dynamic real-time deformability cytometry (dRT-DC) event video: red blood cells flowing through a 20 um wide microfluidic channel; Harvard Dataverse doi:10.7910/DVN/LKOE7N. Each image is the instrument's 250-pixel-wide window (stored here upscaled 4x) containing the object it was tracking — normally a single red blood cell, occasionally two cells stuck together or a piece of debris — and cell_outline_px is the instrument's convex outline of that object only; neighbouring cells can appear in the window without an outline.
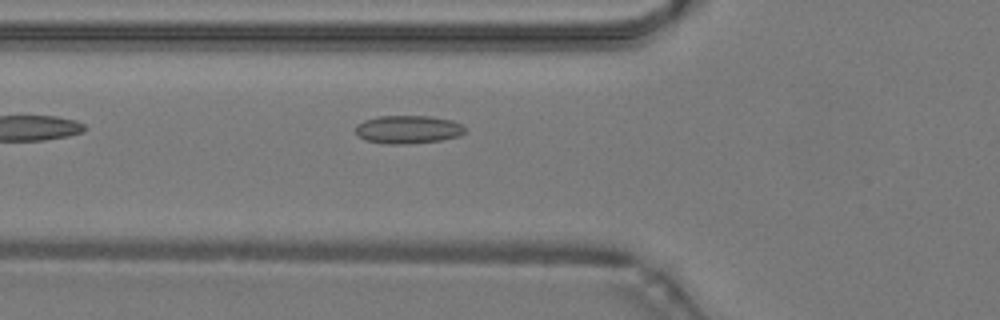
{"species": "common noctule bat (a hibernating species)", "species_latin": "Nyctalus noctula", "temperature_condition": "warm", "stored_images_in_passage": 27, "camera_frame_rate_fps": 3000, "um_per_image_px": 0.085, "animal": {"sex": "male", "body_mass_g": 19.2, "forearm_length_mm": 51.8}, "frame": {"image": 1, "passage_image": 2, "time_ms": 0.333, "image_size_px": [1000, 320], "cell_outline_px": [[464, 132], [456, 136], [440, 140], [404, 144], [388, 144], [364, 140], [356, 132], [356, 124], [364, 120], [376, 116], [432, 116], [452, 120], [460, 124], [464, 128]], "centroid_in_image_um": [34.63, 10.99], "position_along_channel_um": 91.2, "area_um2": 17.8}}
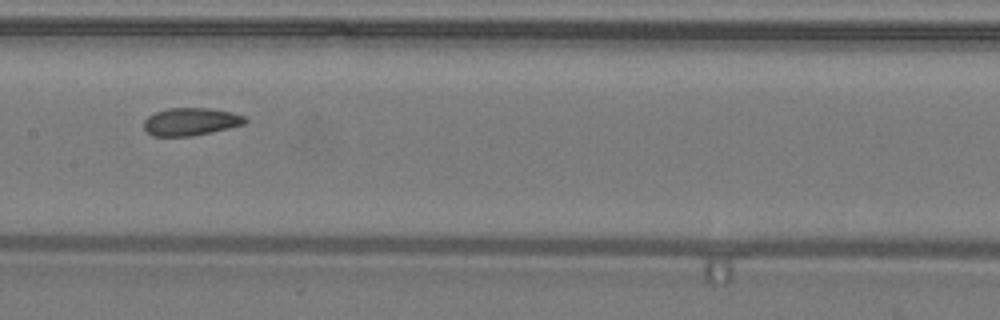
{"frame": {"image": 2, "passage_image": 9, "time_ms": 2.667, "image_size_px": [1000, 320], "cell_outline_px": [[248, 120], [244, 124], [212, 132], [192, 136], [152, 136], [144, 128], [144, 120], [148, 116], [156, 112], [168, 108], [208, 108], [232, 112], [244, 116]], "centroid_in_image_um": [16.21, 10.34], "position_along_channel_um": 191.2, "area_um2": 16.3}}
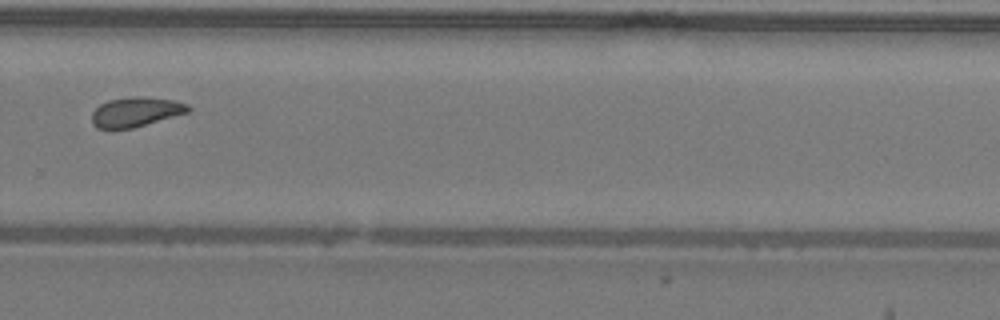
{"frame": {"image": 3, "passage_image": 18, "time_ms": 5.667, "image_size_px": [1000, 320], "cell_outline_px": [[192, 108], [188, 112], [132, 128], [96, 128], [92, 124], [92, 112], [100, 104], [108, 100], [136, 96], [140, 96], [172, 100], [188, 104]], "centroid_in_image_um": [11.53, 9.5], "position_along_channel_um": 318.3, "area_um2": 16.42}}